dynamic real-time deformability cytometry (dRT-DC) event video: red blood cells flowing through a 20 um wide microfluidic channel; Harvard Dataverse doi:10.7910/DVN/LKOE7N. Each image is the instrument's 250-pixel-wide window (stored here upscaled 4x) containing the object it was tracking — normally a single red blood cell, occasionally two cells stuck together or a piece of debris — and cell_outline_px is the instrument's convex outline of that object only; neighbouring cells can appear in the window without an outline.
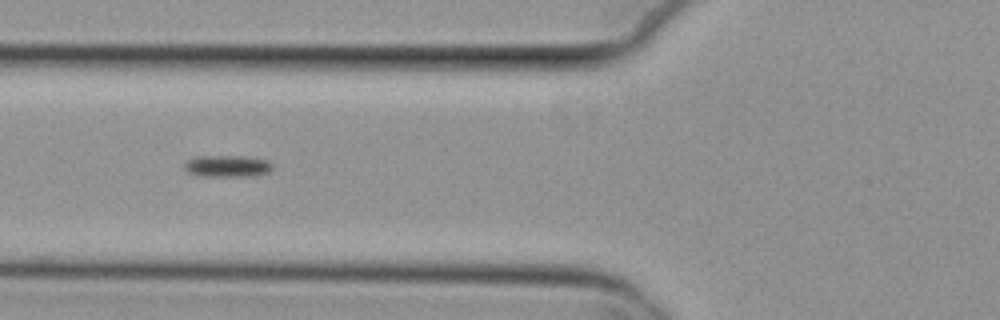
{"species": "common noctule bat (a hibernating species)", "species_latin": "Nyctalus noctula", "temperature_condition": "cold", "stored_images_in_passage": 56, "camera_frame_rate_fps": 3000, "um_per_image_px": 0.085, "animal": {"sex": "female", "body_mass_g": 29.2, "forearm_length_mm": 56.3}, "frame": {"image": 1, "passage_image": 21, "time_ms": 6.667, "image_size_px": [1000, 320], "cell_outline_px": [[272, 168], [268, 172], [252, 176], [204, 176], [188, 172], [184, 168], [184, 164], [188, 160], [196, 156], [244, 156], [268, 160], [272, 164]], "centroid_in_image_um": [19.33, 14.11], "position_along_channel_um": 106.5, "area_um2": 11.1}}
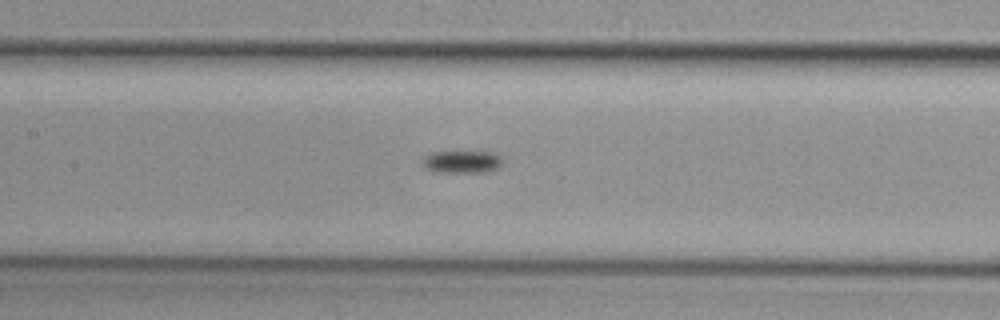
{"frame": {"image": 2, "passage_image": 26, "time_ms": 8.333, "image_size_px": [1000, 320], "cell_outline_px": [[500, 164], [496, 168], [488, 172], [432, 172], [424, 168], [424, 156], [432, 152], [492, 152], [500, 156]], "centroid_in_image_um": [39.22, 13.76], "position_along_channel_um": 168.2, "area_um2": 10.35}}